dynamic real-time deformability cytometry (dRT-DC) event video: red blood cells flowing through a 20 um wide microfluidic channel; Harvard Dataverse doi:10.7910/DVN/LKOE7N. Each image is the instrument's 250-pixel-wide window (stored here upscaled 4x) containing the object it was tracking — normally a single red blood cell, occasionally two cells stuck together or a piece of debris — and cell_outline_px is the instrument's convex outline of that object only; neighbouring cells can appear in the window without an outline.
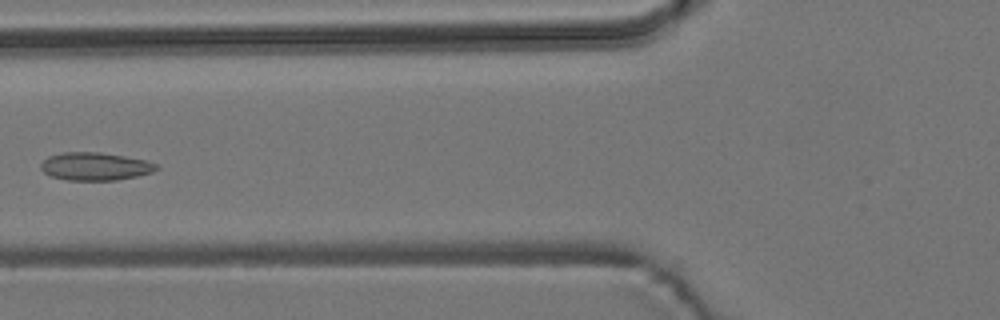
{"species": "common noctule bat (a hibernating species)", "species_latin": "Nyctalus noctula", "temperature_condition": "room temperature", "stored_images_in_passage": 7, "camera_frame_rate_fps": 3000, "um_per_image_px": 0.085, "animal": {"sex": "male", "body_mass_g": 19.2, "forearm_length_mm": 51.8}, "frame": {"image": 1, "passage_image": 6, "time_ms": 6.0, "image_size_px": [1000, 320], "cell_outline_px": [[160, 168], [152, 172], [136, 176], [116, 180], [68, 180], [52, 176], [44, 172], [40, 168], [40, 164], [48, 156], [64, 152], [100, 152], [124, 156], [144, 160], [156, 164]], "centroid_in_image_um": [8.07, 14.14], "position_along_channel_um": 117.7, "area_um2": 18.67}}
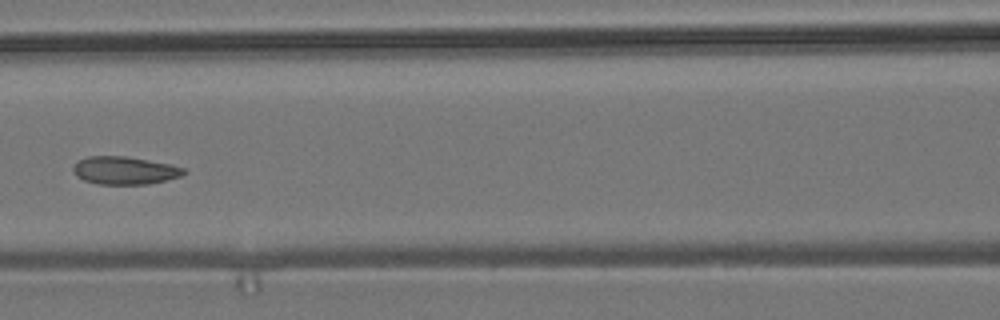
{"frame": {"image": 2, "passage_image": 7, "time_ms": 7.0, "image_size_px": [1000, 320], "cell_outline_px": [[188, 172], [180, 176], [148, 184], [96, 184], [84, 180], [76, 176], [72, 168], [80, 160], [88, 156], [124, 156], [168, 164], [184, 168]], "centroid_in_image_um": [10.57, 14.49], "position_along_channel_um": 156.0, "area_um2": 17.69}}